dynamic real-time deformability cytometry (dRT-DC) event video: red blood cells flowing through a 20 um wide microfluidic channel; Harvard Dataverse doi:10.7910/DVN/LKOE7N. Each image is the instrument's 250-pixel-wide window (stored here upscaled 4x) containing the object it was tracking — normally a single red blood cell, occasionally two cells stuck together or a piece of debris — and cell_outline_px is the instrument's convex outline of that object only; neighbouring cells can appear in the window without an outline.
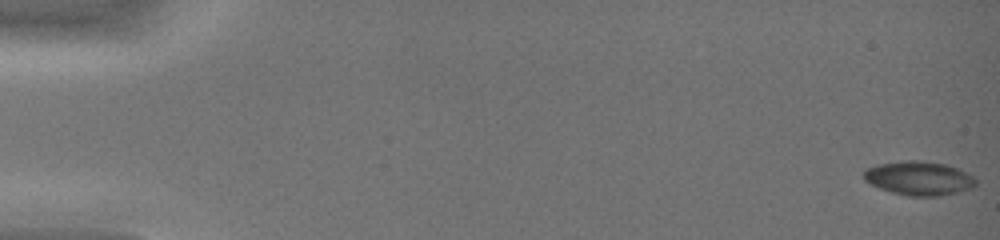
{"species": "common noctule bat (a hibernating species)", "species_latin": "Nyctalus noctula", "temperature_condition": "warm", "stored_images_in_passage": 46, "camera_frame_rate_fps": 3000, "um_per_image_px": 0.085, "animal": {"sex": "female", "body_mass_g": 19.0, "forearm_length_mm": 51.5}, "frame": {"image": 1, "passage_image": 1, "time_ms": 0.0, "image_size_px": [1000, 240], "cell_outline_px": [[976, 184], [972, 188], [940, 196], [908, 196], [892, 192], [880, 188], [864, 180], [864, 172], [868, 168], [880, 164], [900, 160], [920, 160], [944, 164], [956, 168], [972, 176], [976, 180]], "centroid_in_image_um": [78.1, 15.15], "position_along_channel_um": 6.9, "area_um2": 21.91}}
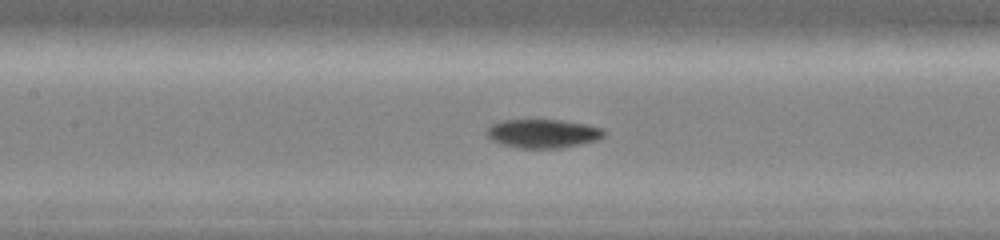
{"frame": {"image": 2, "passage_image": 24, "time_ms": 7.667, "image_size_px": [1000, 240], "cell_outline_px": [[604, 136], [596, 140], [580, 144], [560, 148], [516, 148], [500, 144], [492, 140], [484, 132], [492, 124], [500, 120], [564, 120], [604, 128]], "centroid_in_image_um": [46.11, 11.35], "position_along_channel_um": 161.3, "area_um2": 19.71}}
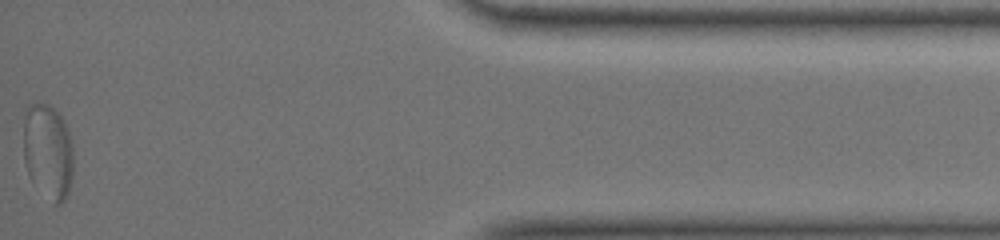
{"frame": {"image": 3, "passage_image": 46, "time_ms": 15.0, "image_size_px": [1000, 240], "cell_outline_px": [[72, 176], [68, 196], [60, 204], [56, 204], [28, 172], [24, 160], [24, 108], [28, 104], [48, 104], [64, 120], [72, 144]], "centroid_in_image_um": [4.08, 12.8], "position_along_channel_um": 431.1, "area_um2": 26.99}, "authors_computed_cell_mechanics": {"area_um2": 20.3745, "velocity_mm_per_s": 4.3544, "shape_relaxation_time_tau1_ms": 6.7836, "shape_relaxation_time_tau2_ms": null, "deformation_change_tau1": 0.1651, "deformation_change_tau2": null}}